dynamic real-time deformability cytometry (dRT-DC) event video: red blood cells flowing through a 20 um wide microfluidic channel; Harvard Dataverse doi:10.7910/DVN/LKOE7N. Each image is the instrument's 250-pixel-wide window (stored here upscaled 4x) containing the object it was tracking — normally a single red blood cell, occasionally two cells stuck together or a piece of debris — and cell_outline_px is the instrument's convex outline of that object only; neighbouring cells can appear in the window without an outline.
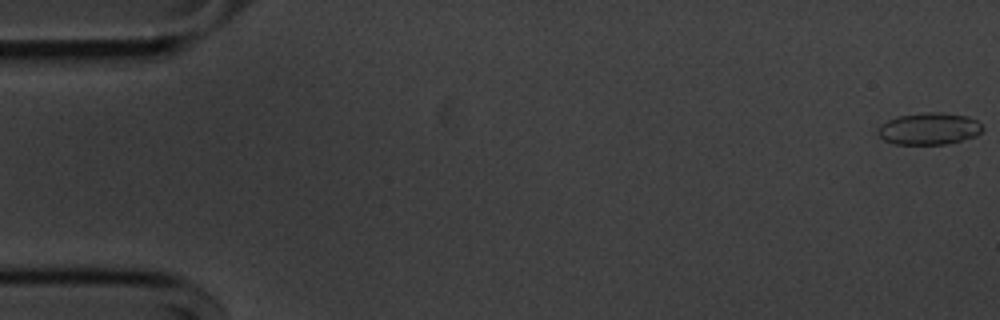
{"species": "common noctule bat (a hibernating species)", "species_latin": "Nyctalus noctula", "temperature_condition": "cold", "stored_images_in_passage": 29, "camera_frame_rate_fps": 3000, "um_per_image_px": 0.085, "animal": {"sex": "male", "body_mass_g": 20.1, "forearm_length_mm": 53.5}, "frame": {"image": 1, "passage_image": 1, "time_ms": 0.0, "image_size_px": [1000, 320], "cell_outline_px": [[984, 128], [976, 136], [944, 144], [896, 144], [884, 140], [876, 132], [876, 128], [880, 124], [888, 120], [900, 116], [928, 112], [940, 112], [968, 116], [976, 120]], "centroid_in_image_um": [78.95, 10.94], "position_along_channel_um": 6.1, "area_um2": 19.36}}
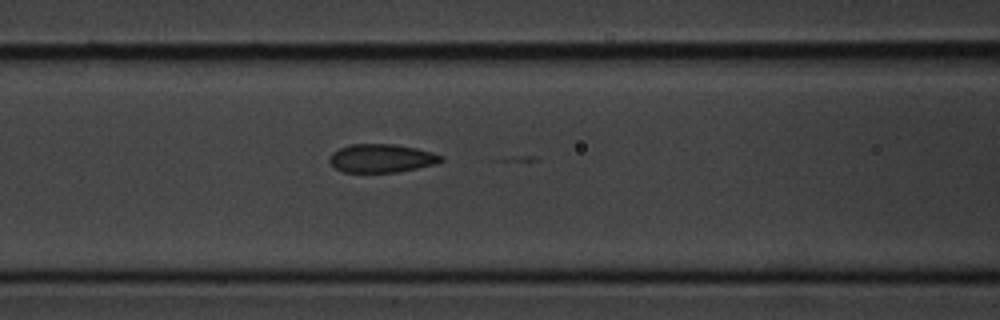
{"frame": {"image": 2, "passage_image": 23, "time_ms": 7.333, "image_size_px": [1000, 320], "cell_outline_px": [[444, 160], [436, 164], [396, 172], [344, 172], [336, 168], [328, 160], [332, 152], [348, 144], [396, 144], [416, 148], [432, 152], [444, 156]], "centroid_in_image_um": [32.44, 13.44], "position_along_channel_um": 134.2, "area_um2": 18.5}}
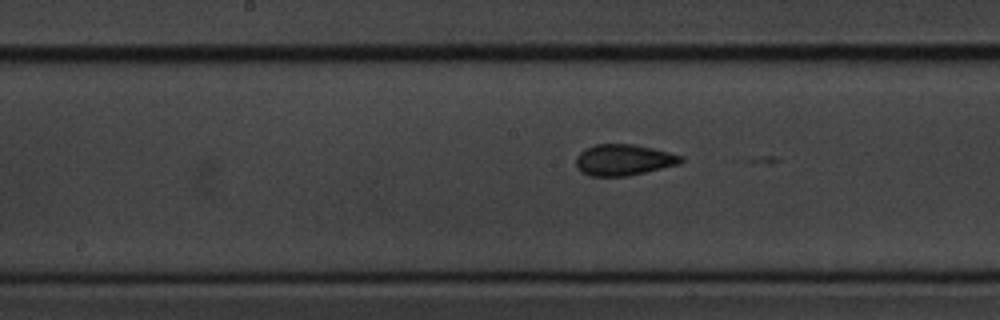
{"frame": {"image": 3, "passage_image": 28, "time_ms": 9.0, "image_size_px": [1000, 320], "cell_outline_px": [[684, 160], [680, 164], [628, 176], [588, 176], [580, 172], [576, 168], [576, 156], [584, 148], [596, 144], [632, 144], [652, 148], [684, 156]], "centroid_in_image_um": [52.98, 13.6], "position_along_channel_um": 195.2, "area_um2": 19.25}}